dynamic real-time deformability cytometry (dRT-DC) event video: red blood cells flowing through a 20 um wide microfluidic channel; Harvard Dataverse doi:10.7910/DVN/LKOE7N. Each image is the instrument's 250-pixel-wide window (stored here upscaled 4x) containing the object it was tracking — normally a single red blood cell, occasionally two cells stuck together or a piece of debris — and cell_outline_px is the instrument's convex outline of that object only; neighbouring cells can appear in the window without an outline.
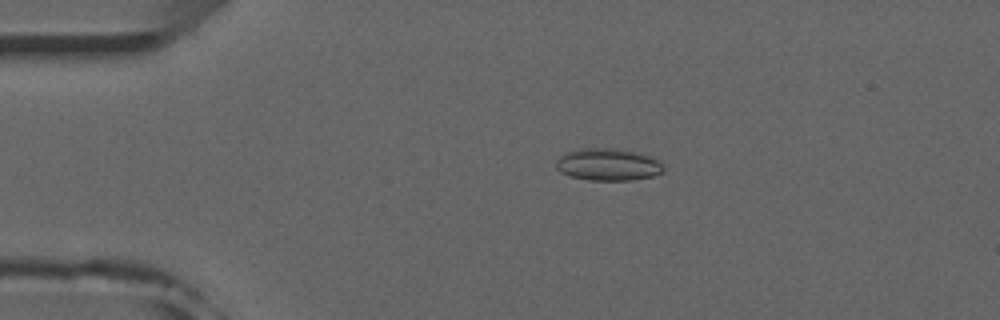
{"species": "common noctule bat (a hibernating species)", "species_latin": "Nyctalus noctula", "temperature_condition": "room temperature", "stored_images_in_passage": 51, "camera_frame_rate_fps": 3000, "um_per_image_px": 0.085, "animal": {"sex": "male", "forearm_length_mm": 52.5}, "frame": {"image": 1, "passage_image": 10, "time_ms": 3.0, "image_size_px": [1000, 320], "cell_outline_px": [[664, 168], [660, 172], [652, 176], [632, 180], [592, 180], [572, 176], [560, 172], [556, 168], [556, 160], [564, 152], [580, 148], [616, 148], [636, 152], [660, 160]], "centroid_in_image_um": [51.65, 13.97], "position_along_channel_um": 33.3, "area_um2": 20.11}}
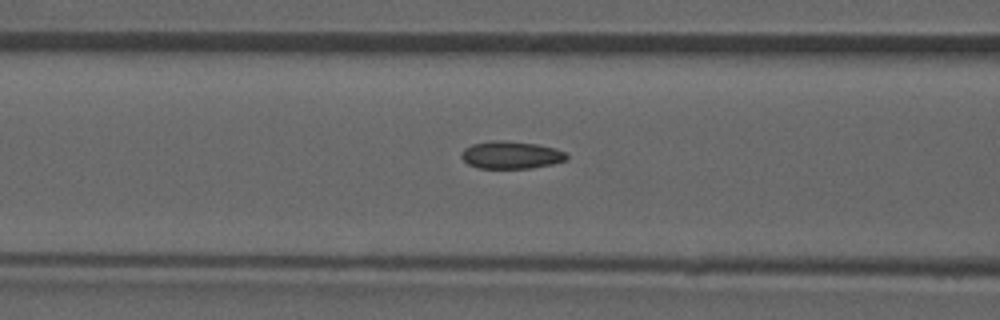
{"frame": {"image": 2, "passage_image": 20, "time_ms": 6.333, "image_size_px": [1000, 320], "cell_outline_px": [[568, 160], [552, 164], [532, 168], [476, 168], [468, 164], [460, 156], [460, 152], [464, 148], [472, 144], [492, 140], [504, 140], [536, 144], [556, 148], [564, 152], [568, 156]], "centroid_in_image_um": [43.42, 13.17], "position_along_channel_um": 123.2, "area_um2": 17.05}}
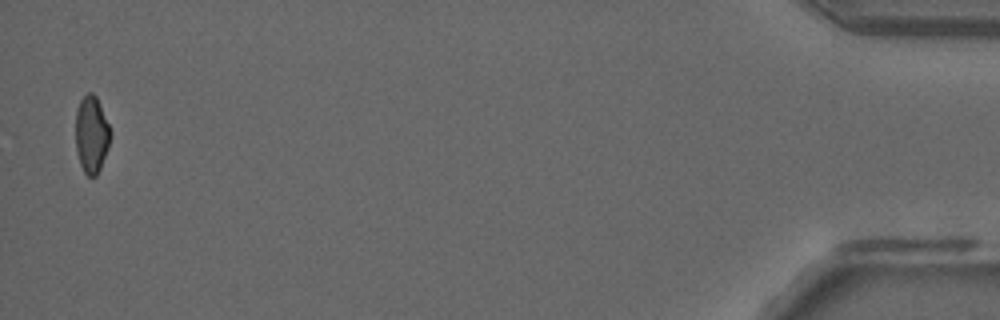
{"frame": {"image": 3, "passage_image": 50, "time_ms": 16.333, "image_size_px": [1000, 320], "cell_outline_px": [[112, 132], [108, 148], [100, 168], [96, 176], [88, 176], [84, 172], [80, 164], [76, 152], [76, 108], [80, 100], [88, 92], [92, 92], [96, 96]], "centroid_in_image_um": [7.78, 11.42], "position_along_channel_um": 427.4, "area_um2": 15.66}, "authors_computed_cell_mechanics": {"area_um2": 16.9354, "velocity_mm_per_s": 3.9897, "shape_relaxation_time_tau1_ms": null, "shape_relaxation_time_tau2_ms": 3.5945, "deformation_change_tau1": null, "deformation_change_tau2": 0.0737}}